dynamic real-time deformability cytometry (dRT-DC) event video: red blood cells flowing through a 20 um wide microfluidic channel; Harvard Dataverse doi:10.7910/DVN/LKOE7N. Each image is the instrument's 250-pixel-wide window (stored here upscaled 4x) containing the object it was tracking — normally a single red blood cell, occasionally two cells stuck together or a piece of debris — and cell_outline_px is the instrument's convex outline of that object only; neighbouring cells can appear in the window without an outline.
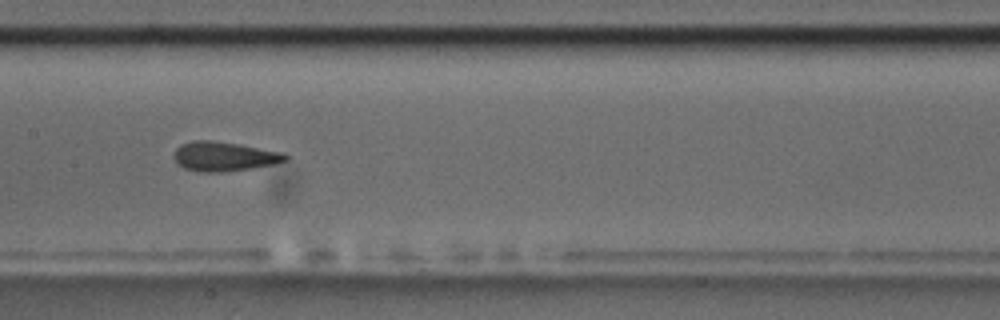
{"species": "common noctule bat (a hibernating species)", "species_latin": "Nyctalus noctula", "temperature_condition": "room temperature", "stored_images_in_passage": 14, "camera_frame_rate_fps": 3000, "um_per_image_px": 0.085, "animal": {"sex": "male", "body_mass_g": 17.5, "forearm_length_mm": 52.3}, "frame": {"image": 1, "passage_image": 7, "time_ms": 7.667, "image_size_px": [1000, 320], "cell_outline_px": [[288, 160], [272, 164], [252, 168], [220, 172], [200, 172], [184, 168], [176, 164], [172, 156], [176, 148], [180, 144], [192, 140], [212, 140], [240, 144], [284, 152], [288, 156]], "centroid_in_image_um": [19.01, 13.28], "position_along_channel_um": 188.4, "area_um2": 19.36}}
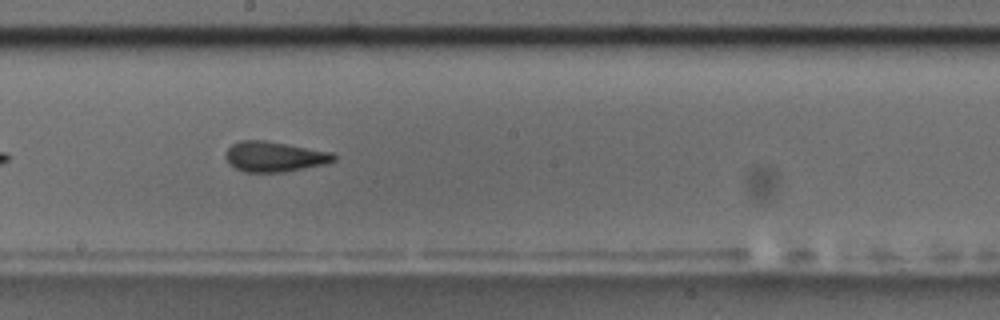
{"frame": {"image": 2, "passage_image": 8, "time_ms": 8.667, "image_size_px": [1000, 320], "cell_outline_px": [[336, 160], [328, 164], [284, 172], [244, 172], [228, 164], [224, 156], [224, 152], [232, 144], [240, 140], [264, 140], [332, 152], [336, 156]], "centroid_in_image_um": [23.31, 13.32], "position_along_channel_um": 224.9, "area_um2": 19.31}, "authors_computed_cell_mechanics": {"area_um2": 19.3341, "velocity_mm_per_s": 3.6804, "shape_relaxation_time_tau1_ms": 3.5102, "shape_relaxation_time_tau2_ms": 2.2901, "deformation_change_tau1": 0.1349, "deformation_change_tau2": 0.0775}}